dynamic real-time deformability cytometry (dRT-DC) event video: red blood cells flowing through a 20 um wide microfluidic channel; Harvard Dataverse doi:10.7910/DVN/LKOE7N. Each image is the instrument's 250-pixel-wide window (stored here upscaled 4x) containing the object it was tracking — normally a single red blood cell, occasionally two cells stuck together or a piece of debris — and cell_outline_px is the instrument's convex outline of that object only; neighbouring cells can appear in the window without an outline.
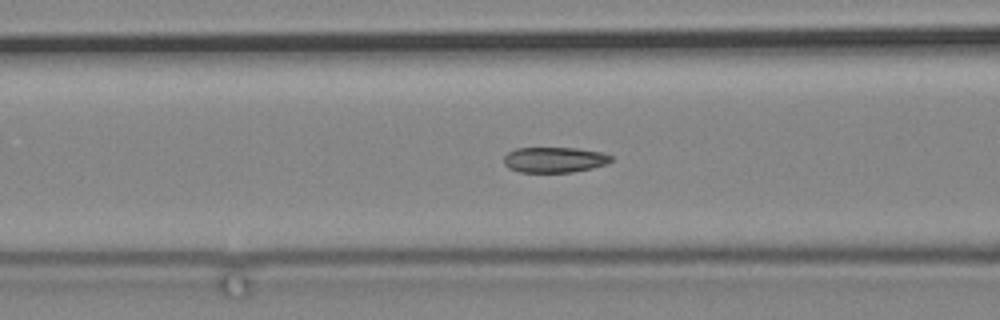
{"species": "common noctule bat (a hibernating species)", "species_latin": "Nyctalus noctula", "temperature_condition": "cold", "stored_images_in_passage": 77, "camera_frame_rate_fps": 3000, "um_per_image_px": 0.085, "animal": {"sex": "male", "body_mass_g": 19.2, "forearm_length_mm": 51.8}, "frame": {"image": 1, "passage_image": 40, "time_ms": 13.0, "image_size_px": [1000, 320], "cell_outline_px": [[612, 160], [604, 164], [592, 168], [572, 172], [520, 172], [508, 168], [504, 164], [504, 156], [508, 152], [516, 148], [576, 148], [604, 152], [612, 156]], "centroid_in_image_um": [47.12, 13.57], "position_along_channel_um": 119.5, "area_um2": 15.95}}
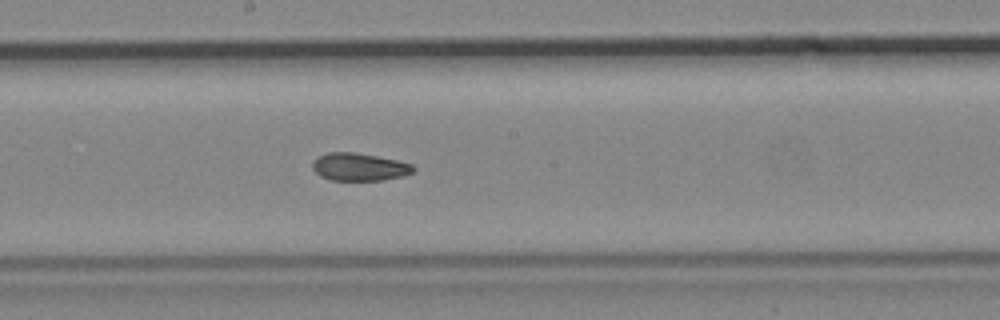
{"frame": {"image": 2, "passage_image": 49, "time_ms": 16.0, "image_size_px": [1000, 320], "cell_outline_px": [[416, 168], [412, 172], [404, 176], [384, 180], [328, 180], [320, 176], [312, 168], [312, 164], [320, 156], [328, 152], [356, 152], [396, 160], [412, 164]], "centroid_in_image_um": [30.55, 14.19], "position_along_channel_um": 217.6, "area_um2": 16.24}}
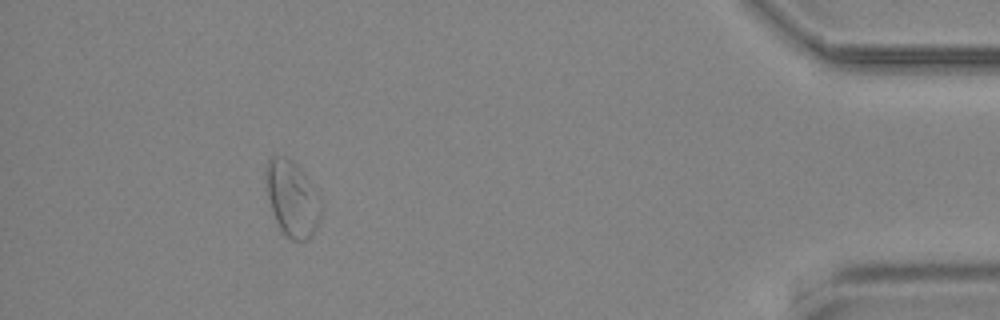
{"frame": {"image": 3, "passage_image": 72, "time_ms": 23.667, "image_size_px": [1000, 320], "cell_outline_px": [[320, 216], [316, 228], [312, 236], [304, 240], [292, 240], [280, 228], [276, 220], [264, 188], [264, 172], [268, 160], [276, 156], [284, 156], [292, 160], [304, 172], [320, 200]], "centroid_in_image_um": [24.79, 16.85], "position_along_channel_um": 410.4, "area_um2": 24.16}}